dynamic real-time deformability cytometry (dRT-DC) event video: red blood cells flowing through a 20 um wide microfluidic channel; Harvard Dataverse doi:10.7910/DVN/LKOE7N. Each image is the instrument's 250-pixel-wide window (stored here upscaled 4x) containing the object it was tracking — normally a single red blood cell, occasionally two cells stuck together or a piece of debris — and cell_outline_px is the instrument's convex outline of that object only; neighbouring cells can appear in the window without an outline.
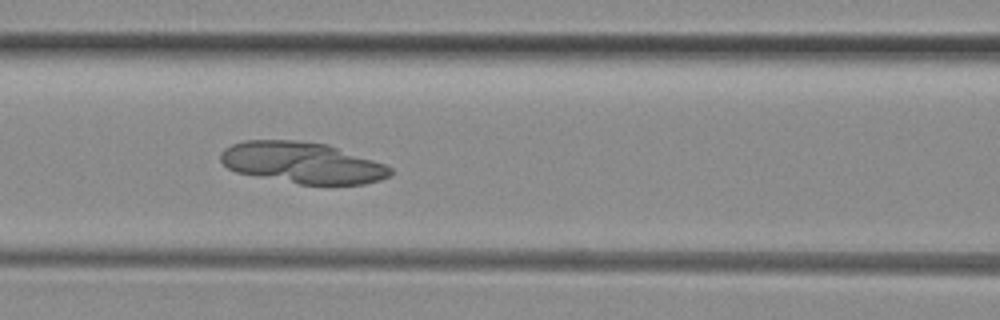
{"species": "common noctule bat (a hibernating species)", "species_latin": "Nyctalus noctula", "temperature_condition": "room temperature", "stored_images_in_passage": 49, "camera_frame_rate_fps": 3000, "um_per_image_px": 0.085, "animal": {"sex": "female", "body_mass_g": 29.2, "forearm_length_mm": 56.3}, "frame": {"image": 1, "passage_image": 21, "time_ms": 6.667, "image_size_px": [1000, 320], "cell_outline_px": [[392, 172], [388, 176], [380, 180], [364, 184], [300, 184], [236, 172], [228, 168], [220, 160], [220, 152], [224, 148], [232, 144], [244, 140], [296, 140], [324, 144], [388, 164], [392, 168]], "centroid_in_image_um": [25.69, 13.83], "position_along_channel_um": 140.9, "area_um2": 40.63}}